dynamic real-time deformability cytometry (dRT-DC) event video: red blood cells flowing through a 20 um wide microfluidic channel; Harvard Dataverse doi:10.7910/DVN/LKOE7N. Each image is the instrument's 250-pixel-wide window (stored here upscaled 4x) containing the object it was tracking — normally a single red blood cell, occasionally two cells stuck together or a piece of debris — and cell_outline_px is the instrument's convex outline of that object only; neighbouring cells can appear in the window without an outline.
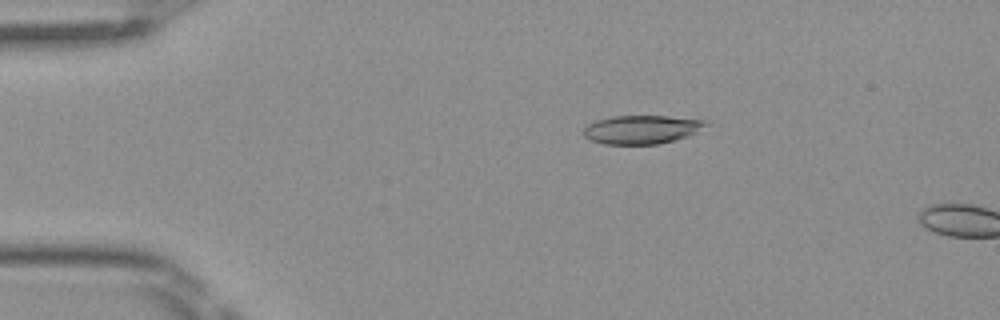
{"species": "Egyptian fruit bat (a non-hibernating species)", "species_latin": "Rousettus aegyptiacus", "temperature_condition": "room temperature", "stored_images_in_passage": 4, "camera_frame_rate_fps": 3000, "um_per_image_px": 0.085, "frame": {"image": 1, "passage_image": 3, "time_ms": 0.667, "image_size_px": [1000, 320], "cell_outline_px": [[708, 124], [688, 136], [660, 144], [604, 144], [592, 140], [584, 136], [584, 128], [588, 124], [596, 120], [612, 116], [668, 116], [704, 120]], "centroid_in_image_um": [54.52, 11.01], "position_along_channel_um": 30.5, "area_um2": 20.17}}